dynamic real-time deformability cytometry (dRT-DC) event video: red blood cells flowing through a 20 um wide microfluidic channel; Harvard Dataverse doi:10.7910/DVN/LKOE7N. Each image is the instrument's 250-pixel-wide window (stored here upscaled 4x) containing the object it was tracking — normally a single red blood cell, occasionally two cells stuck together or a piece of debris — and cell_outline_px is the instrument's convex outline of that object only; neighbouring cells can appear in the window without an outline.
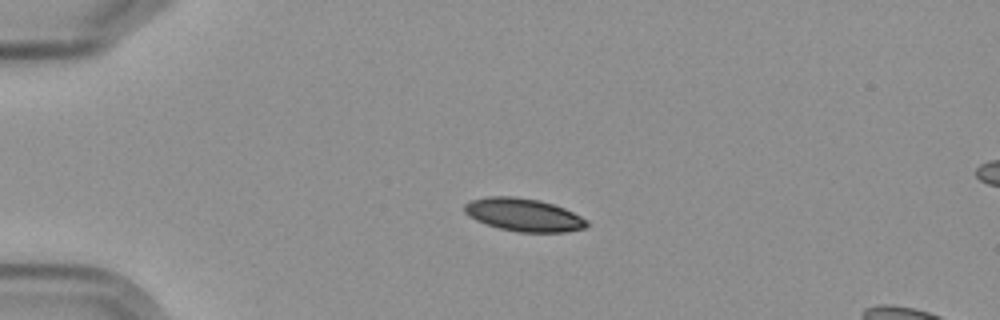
{"species": "Egyptian fruit bat (a non-hibernating species)", "species_latin": "Rousettus aegyptiacus", "temperature_condition": "cold", "stored_images_in_passage": 4, "camera_frame_rate_fps": 3000, "um_per_image_px": 0.085, "frame": {"image": 1, "passage_image": 2, "time_ms": 1.0, "image_size_px": [1000, 320], "cell_outline_px": [[588, 224], [584, 228], [564, 232], [520, 232], [500, 228], [476, 220], [468, 216], [464, 212], [464, 204], [472, 200], [488, 196], [512, 196], [540, 200], [564, 208], [588, 220]], "centroid_in_image_um": [44.5, 18.25], "position_along_channel_um": 40.5, "area_um2": 23.29}}